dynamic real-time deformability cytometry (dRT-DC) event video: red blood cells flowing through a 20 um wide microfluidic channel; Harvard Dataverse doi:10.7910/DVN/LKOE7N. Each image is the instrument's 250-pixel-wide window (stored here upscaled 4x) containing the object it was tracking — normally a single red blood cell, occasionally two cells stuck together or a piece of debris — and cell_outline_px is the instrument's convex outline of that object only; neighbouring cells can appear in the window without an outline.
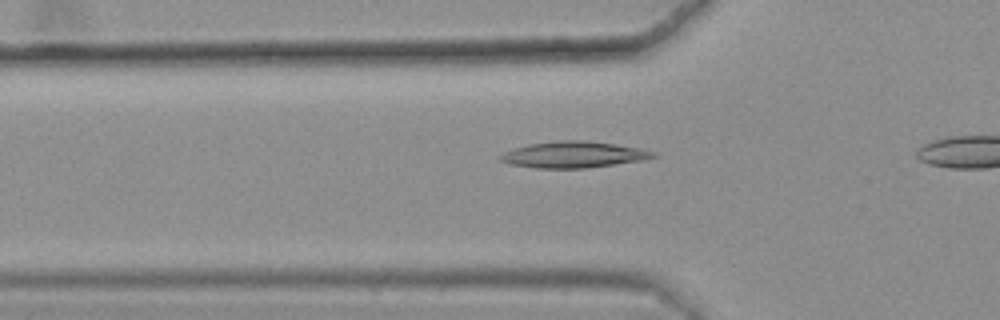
{"species": "common noctule bat (a hibernating species)", "species_latin": "Nyctalus noctula", "temperature_condition": "warm", "stored_images_in_passage": 16, "camera_frame_rate_fps": 3000, "um_per_image_px": 0.085, "animal": {"sex": "female", "body_mass_g": 25.1}, "frame": {"image": 1, "passage_image": 10, "time_ms": 3.0, "image_size_px": [1000, 320], "cell_outline_px": [[656, 156], [640, 160], [584, 168], [536, 168], [508, 164], [500, 160], [500, 156], [504, 152], [528, 144], [560, 140], [584, 140], [616, 144], [640, 148], [656, 152]], "centroid_in_image_um": [48.72, 13.13], "position_along_channel_um": 77.1, "area_um2": 23.12}}
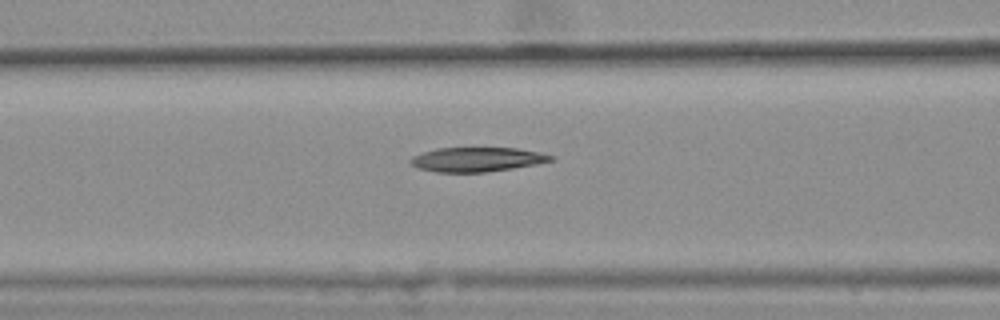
{"frame": {"image": 2, "passage_image": 14, "time_ms": 4.333, "image_size_px": [1000, 320], "cell_outline_px": [[556, 160], [536, 164], [512, 168], [484, 172], [436, 172], [416, 168], [408, 160], [412, 156], [436, 148], [516, 148], [540, 152], [556, 156]], "centroid_in_image_um": [40.56, 13.55], "position_along_channel_um": 126.0, "area_um2": 20.0}}